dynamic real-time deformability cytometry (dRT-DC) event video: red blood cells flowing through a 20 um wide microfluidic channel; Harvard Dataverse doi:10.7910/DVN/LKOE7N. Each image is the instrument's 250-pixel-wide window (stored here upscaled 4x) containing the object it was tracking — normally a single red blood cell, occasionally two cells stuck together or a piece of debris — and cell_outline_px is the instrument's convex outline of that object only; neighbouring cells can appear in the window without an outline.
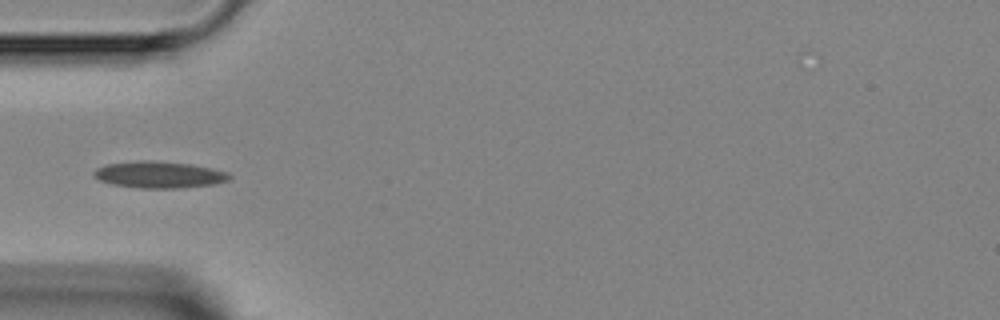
{"species": "Egyptian fruit bat (a non-hibernating species)", "species_latin": "Rousettus aegyptiacus", "temperature_condition": "room temperature", "stored_images_in_passage": 4, "camera_frame_rate_fps": 3000, "um_per_image_px": 0.085, "animal": {"sex": "female"}, "frame": {"image": 1, "passage_image": 3, "time_ms": 3.333, "image_size_px": [1000, 320], "cell_outline_px": [[232, 176], [228, 180], [216, 184], [176, 188], [140, 188], [112, 184], [100, 180], [92, 176], [92, 172], [96, 168], [104, 164], [140, 160], [152, 160], [192, 164], [212, 168], [228, 172]], "centroid_in_image_um": [13.51, 14.84], "position_along_channel_um": 71.5, "area_um2": 21.27}}
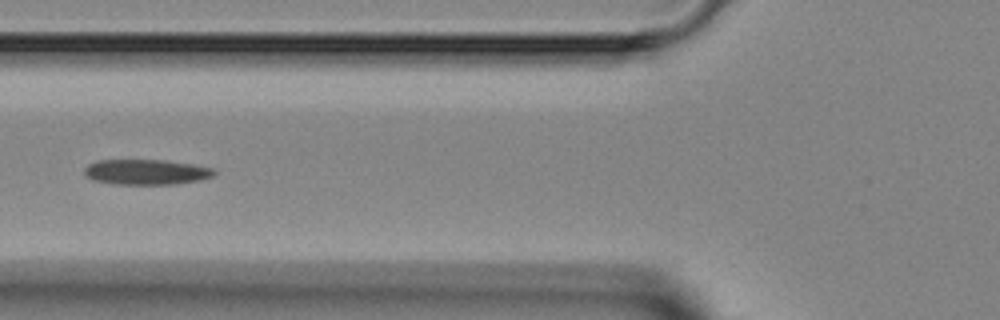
{"frame": {"image": 2, "passage_image": 4, "time_ms": 4.333, "image_size_px": [1000, 320], "cell_outline_px": [[216, 172], [212, 176], [200, 180], [176, 184], [116, 184], [92, 180], [84, 172], [84, 168], [88, 164], [96, 160], [164, 160], [192, 164], [212, 168]], "centroid_in_image_um": [12.41, 14.62], "position_along_channel_um": 113.4, "area_um2": 19.07}}